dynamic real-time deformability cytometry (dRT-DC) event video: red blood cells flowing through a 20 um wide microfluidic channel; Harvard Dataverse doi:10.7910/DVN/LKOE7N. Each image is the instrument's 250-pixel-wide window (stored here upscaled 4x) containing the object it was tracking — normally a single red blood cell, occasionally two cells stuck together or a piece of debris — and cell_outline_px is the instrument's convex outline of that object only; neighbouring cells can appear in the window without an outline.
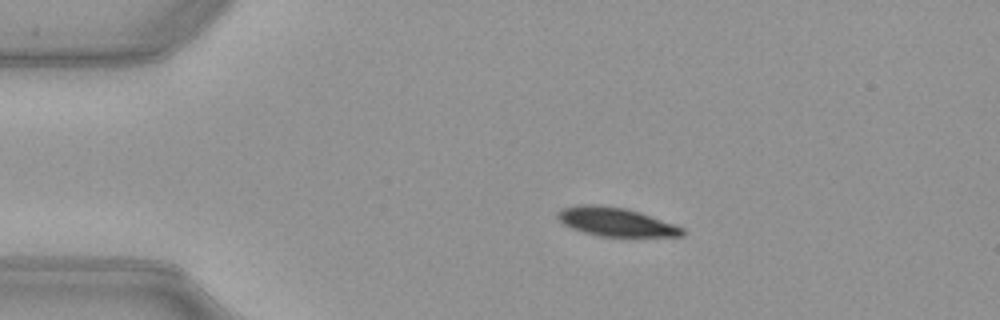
{"species": "common noctule bat (a hibernating species)", "species_latin": "Nyctalus noctula", "temperature_condition": "warm", "stored_images_in_passage": 45, "camera_frame_rate_fps": 3000, "um_per_image_px": 0.085, "animal": {"sex": "female", "body_mass_g": 21.9}, "frame": {"image": 1, "passage_image": 4, "time_ms": 1.0, "image_size_px": [1000, 320], "cell_outline_px": [[684, 236], [600, 236], [584, 232], [572, 228], [564, 224], [556, 216], [556, 212], [564, 208], [580, 204], [596, 204], [624, 208], [640, 212], [684, 228]], "centroid_in_image_um": [52.32, 18.85], "position_along_channel_um": 32.7, "area_um2": 20.58}}
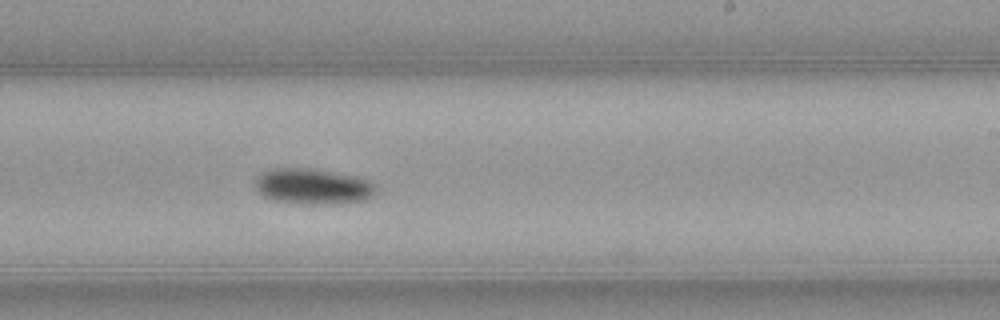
{"frame": {"image": 2, "passage_image": 25, "time_ms": 8.0, "image_size_px": [1000, 320], "cell_outline_px": [[376, 192], [372, 196], [364, 200], [340, 204], [300, 204], [272, 200], [264, 196], [256, 188], [256, 176], [260, 172], [272, 168], [316, 168], [356, 176], [372, 180], [376, 184]], "centroid_in_image_um": [26.63, 15.84], "position_along_channel_um": 262.4, "area_um2": 25.72}}
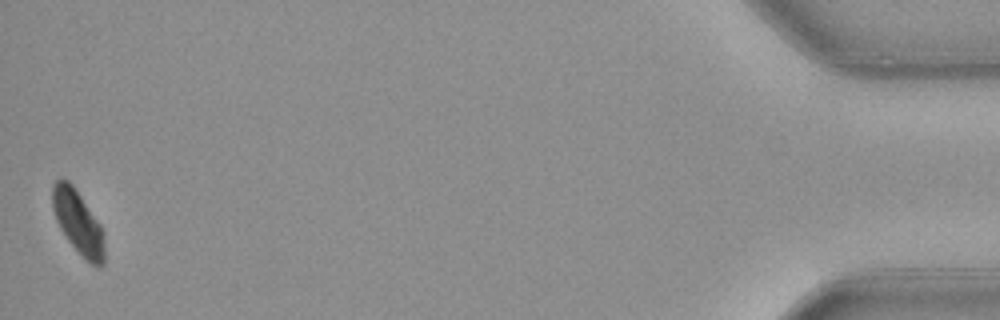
{"frame": {"image": 3, "passage_image": 45, "time_ms": 14.667, "image_size_px": [1000, 320], "cell_outline_px": [[104, 264], [100, 268], [84, 260], [68, 240], [60, 228], [56, 220], [52, 208], [52, 184], [60, 176], [68, 180], [72, 184], [100, 224], [104, 244]], "centroid_in_image_um": [6.61, 18.89], "position_along_channel_um": 428.6, "area_um2": 19.31}, "authors_computed_cell_mechanics": {"area_um2": 22.8888, "velocity_mm_per_s": 3.9648, "shape_relaxation_time_tau1_ms": 2.7178, "shape_relaxation_time_tau2_ms": null, "deformation_change_tau1": 0.1094, "deformation_change_tau2": null}}